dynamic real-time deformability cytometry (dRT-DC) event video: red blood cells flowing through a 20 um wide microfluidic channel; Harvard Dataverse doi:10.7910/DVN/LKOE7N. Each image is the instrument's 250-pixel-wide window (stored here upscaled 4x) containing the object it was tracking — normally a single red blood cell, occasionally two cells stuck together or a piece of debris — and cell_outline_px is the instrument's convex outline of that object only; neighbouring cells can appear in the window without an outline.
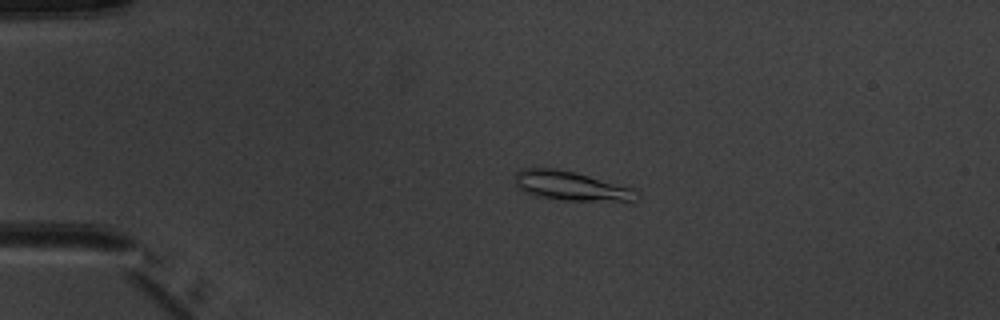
{"species": "common noctule bat (a hibernating species)", "species_latin": "Nyctalus noctula", "temperature_condition": "warm", "stored_images_in_passage": 4, "camera_frame_rate_fps": 3000, "um_per_image_px": 0.085, "animal": {"sex": "male", "body_mass_g": 20.1, "forearm_length_mm": 53.5}, "frame": {"image": 1, "passage_image": 3, "time_ms": 2.667, "image_size_px": [1000, 320], "cell_outline_px": [[640, 196], [636, 200], [564, 200], [532, 196], [516, 188], [516, 172], [524, 168], [552, 168], [576, 172], [632, 188]], "centroid_in_image_um": [48.46, 15.8], "position_along_channel_um": 36.5, "area_um2": 20.52}}